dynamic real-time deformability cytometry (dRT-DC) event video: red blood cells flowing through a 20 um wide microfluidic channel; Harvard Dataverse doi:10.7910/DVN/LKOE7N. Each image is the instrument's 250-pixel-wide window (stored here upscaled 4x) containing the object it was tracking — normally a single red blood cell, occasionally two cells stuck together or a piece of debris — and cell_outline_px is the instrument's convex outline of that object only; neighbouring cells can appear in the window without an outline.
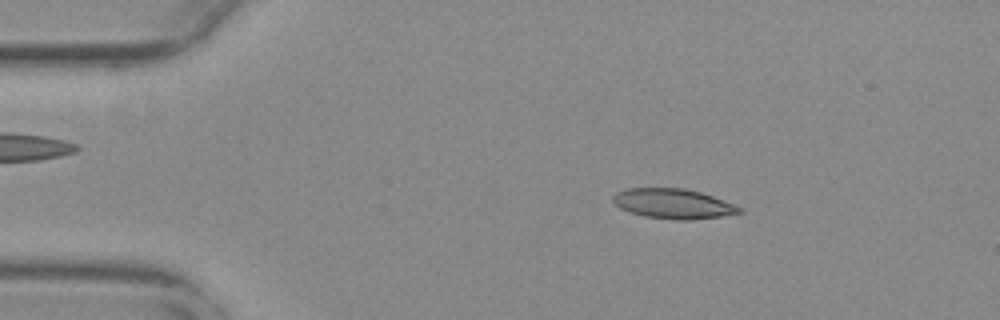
{"species": "common noctule bat (a hibernating species)", "species_latin": "Nyctalus noctula", "temperature_condition": "warm", "stored_images_in_passage": 19, "camera_frame_rate_fps": 3000, "um_per_image_px": 0.085, "animal": {"sex": "female", "body_mass_g": 29.2, "forearm_length_mm": 56.3}, "frame": {"image": 1, "passage_image": 9, "time_ms": 2.667, "image_size_px": [1000, 320], "cell_outline_px": [[744, 212], [720, 216], [688, 220], [676, 220], [644, 216], [620, 208], [612, 200], [612, 196], [616, 192], [624, 188], [684, 188], [700, 192], [712, 196], [744, 208]], "centroid_in_image_um": [57.22, 17.31], "position_along_channel_um": 27.8, "area_um2": 21.96}}
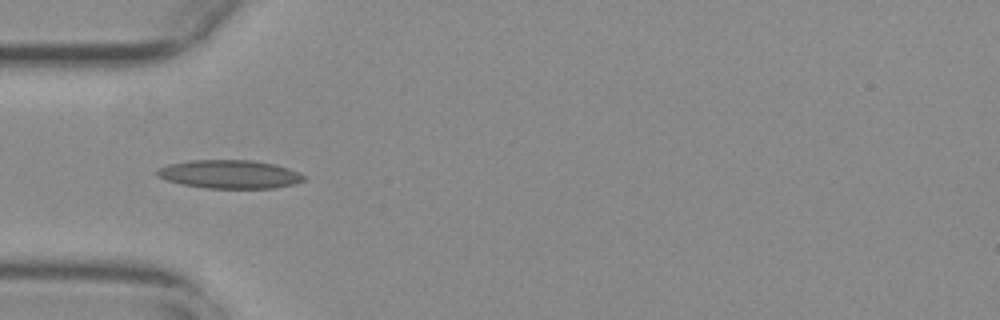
{"frame": {"image": 2, "passage_image": 17, "time_ms": 5.333, "image_size_px": [1000, 320], "cell_outline_px": [[304, 180], [292, 184], [276, 188], [204, 188], [180, 184], [156, 176], [156, 172], [160, 168], [168, 164], [192, 160], [252, 160], [276, 164], [288, 168], [304, 176]], "centroid_in_image_um": [19.49, 14.81], "position_along_channel_um": 65.5, "area_um2": 24.22}}